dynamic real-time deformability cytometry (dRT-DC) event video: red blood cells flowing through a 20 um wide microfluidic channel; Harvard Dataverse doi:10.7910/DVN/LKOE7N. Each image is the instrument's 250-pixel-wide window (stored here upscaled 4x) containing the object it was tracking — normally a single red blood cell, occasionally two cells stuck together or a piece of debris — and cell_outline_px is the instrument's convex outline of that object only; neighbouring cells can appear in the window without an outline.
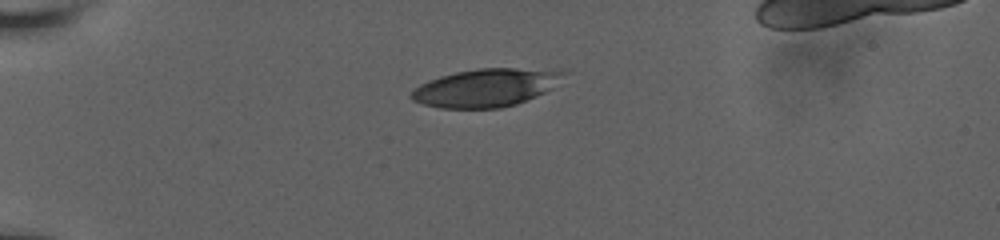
{"species": "human", "species_latin": "Homo sapiens", "temperature_condition": "room temperature", "stored_images_in_passage": 42, "camera_frame_rate_fps": 3000, "um_per_image_px": 0.085, "donor": {"sex": "male"}, "frame": {"image": 1, "passage_image": 1, "time_ms": 0.0, "image_size_px": [1000, 240], "cell_outline_px": [[568, 72], [552, 88], [536, 96], [516, 104], [500, 108], [440, 108], [424, 104], [412, 100], [408, 96], [420, 84], [428, 80], [440, 76], [456, 72], [480, 68], [564, 68]], "centroid_in_image_um": [41.37, 7.43], "position_along_channel_um": 43.6, "area_um2": 34.04}}
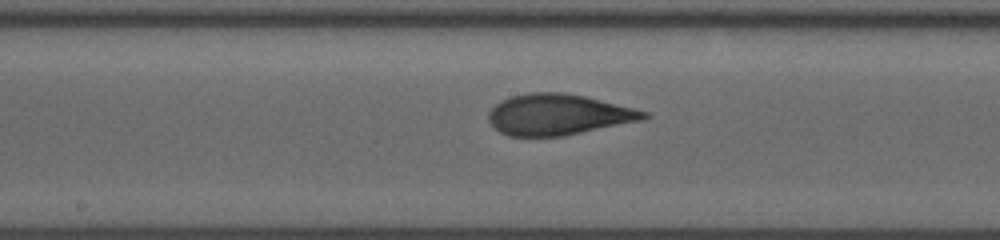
{"frame": {"image": 2, "passage_image": 17, "time_ms": 5.333, "image_size_px": [1000, 240], "cell_outline_px": [[652, 116], [644, 120], [564, 136], [508, 136], [500, 132], [488, 120], [488, 112], [500, 100], [512, 96], [528, 92], [564, 92], [584, 96], [648, 112]], "centroid_in_image_um": [47.45, 9.74], "position_along_channel_um": 200.7, "area_um2": 37.05}}
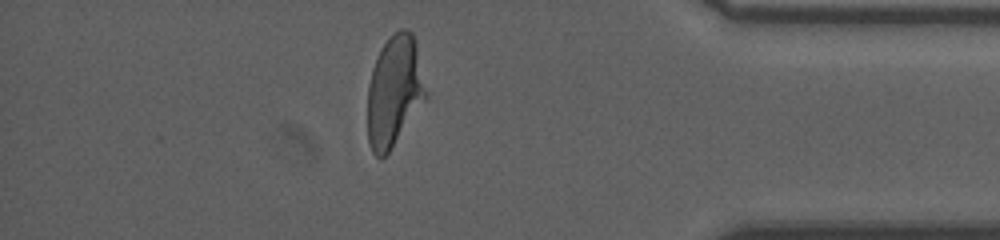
{"frame": {"image": 3, "passage_image": 35, "time_ms": 11.333, "image_size_px": [1000, 240], "cell_outline_px": [[428, 96], [388, 152], [380, 160], [372, 152], [368, 140], [368, 84], [372, 68], [380, 48], [400, 28], [408, 28], [412, 32], [416, 44]], "centroid_in_image_um": [33.51, 7.74], "position_along_channel_um": 401.7, "area_um2": 37.4}, "authors_computed_cell_mechanics": {"area_um2": 36.9053, "velocity_mm_per_s": 3.7958, "shape_relaxation_time_tau1_ms": 6.7275, "shape_relaxation_time_tau2_ms": 1.0114, "deformation_change_tau1": 0.221, "deformation_change_tau2": 0.083}}